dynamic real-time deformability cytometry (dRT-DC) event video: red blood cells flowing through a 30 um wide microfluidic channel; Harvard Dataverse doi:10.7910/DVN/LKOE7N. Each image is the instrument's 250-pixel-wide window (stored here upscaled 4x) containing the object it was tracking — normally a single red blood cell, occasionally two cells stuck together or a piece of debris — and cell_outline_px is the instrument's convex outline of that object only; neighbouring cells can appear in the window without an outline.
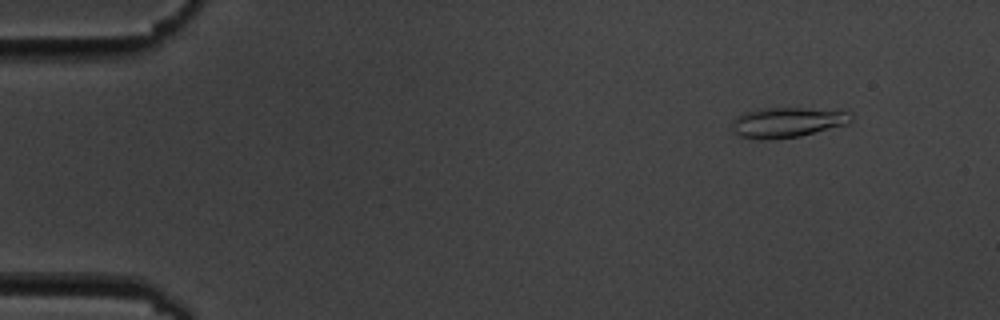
{"species": "common noctule bat (a hibernating species)", "species_latin": "Nyctalus noctula", "temperature_condition": "cold", "stored_images_in_passage": 8, "camera_frame_rate_fps": 3000, "um_per_image_px": 0.085, "animal": {"sex": "male", "body_mass_g": 19.5, "forearm_length_mm": 54.6}, "frame": {"image": 1, "passage_image": 2, "time_ms": 1.0, "image_size_px": [1000, 320], "cell_outline_px": [[852, 120], [848, 124], [800, 136], [764, 140], [740, 136], [732, 132], [732, 120], [736, 116], [748, 112], [764, 108], [804, 108], [848, 112], [852, 116]], "centroid_in_image_um": [66.89, 10.41], "position_along_channel_um": 18.1, "area_um2": 20.69}}
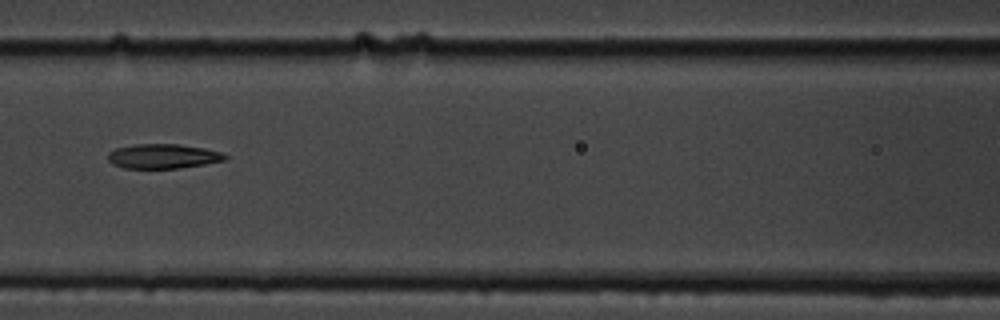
{"frame": {"image": 2, "passage_image": 7, "time_ms": 7.667, "image_size_px": [1000, 320], "cell_outline_px": [[228, 156], [224, 160], [204, 164], [180, 168], [124, 168], [112, 164], [108, 160], [108, 152], [116, 148], [136, 144], [176, 144], [204, 148], [220, 152]], "centroid_in_image_um": [13.82, 13.28], "position_along_channel_um": 152.8, "area_um2": 16.65}}
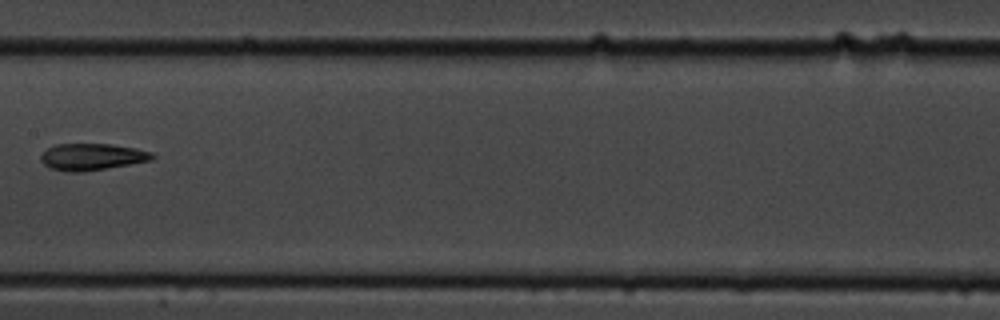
{"frame": {"image": 3, "passage_image": 8, "time_ms": 9.0, "image_size_px": [1000, 320], "cell_outline_px": [[156, 156], [152, 160], [80, 172], [72, 172], [52, 168], [44, 164], [40, 160], [40, 156], [48, 148], [56, 144], [112, 144], [136, 148], [152, 152]], "centroid_in_image_um": [7.83, 13.31], "position_along_channel_um": 199.6, "area_um2": 17.11}}